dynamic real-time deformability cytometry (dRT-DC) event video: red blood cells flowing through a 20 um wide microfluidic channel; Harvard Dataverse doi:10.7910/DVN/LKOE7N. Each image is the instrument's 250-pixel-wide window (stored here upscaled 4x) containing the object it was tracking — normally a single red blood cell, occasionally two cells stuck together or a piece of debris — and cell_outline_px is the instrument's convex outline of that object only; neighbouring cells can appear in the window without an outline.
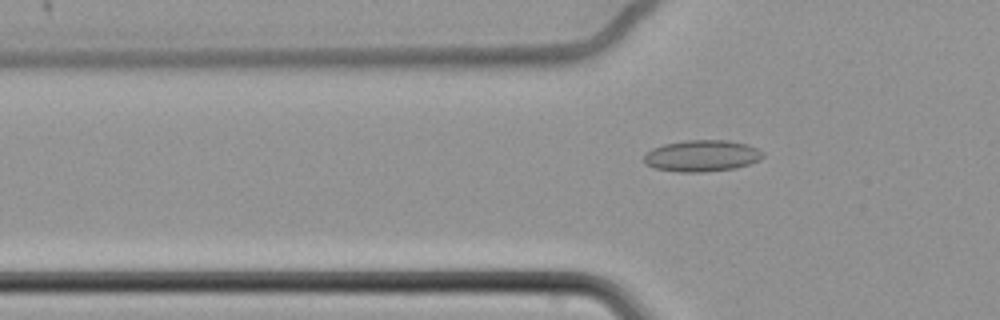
{"species": "common noctule bat (a hibernating species)", "species_latin": "Nyctalus noctula", "temperature_condition": "cold", "stored_images_in_passage": 63, "camera_frame_rate_fps": 3000, "um_per_image_px": 0.085, "animal": {"sex": "female", "body_mass_g": 22.7, "forearm_length_mm": 54.2}, "frame": {"image": 1, "passage_image": 23, "time_ms": 7.333, "image_size_px": [1000, 320], "cell_outline_px": [[764, 156], [760, 160], [736, 168], [700, 172], [680, 172], [656, 168], [644, 164], [644, 156], [652, 148], [664, 144], [684, 140], [728, 140], [748, 144], [764, 152]], "centroid_in_image_um": [59.67, 13.23], "position_along_channel_um": 66.1, "area_um2": 21.85}}
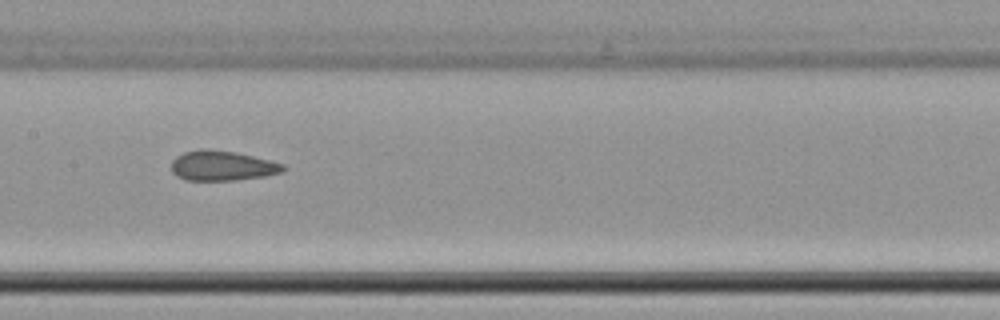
{"frame": {"image": 2, "passage_image": 34, "time_ms": 11.0, "image_size_px": [1000, 320], "cell_outline_px": [[288, 168], [284, 172], [264, 176], [236, 180], [184, 180], [176, 176], [172, 172], [172, 160], [176, 156], [184, 152], [200, 148], [208, 148], [236, 152], [284, 164]], "centroid_in_image_um": [18.88, 14.08], "position_along_channel_um": 188.5, "area_um2": 19.71}}
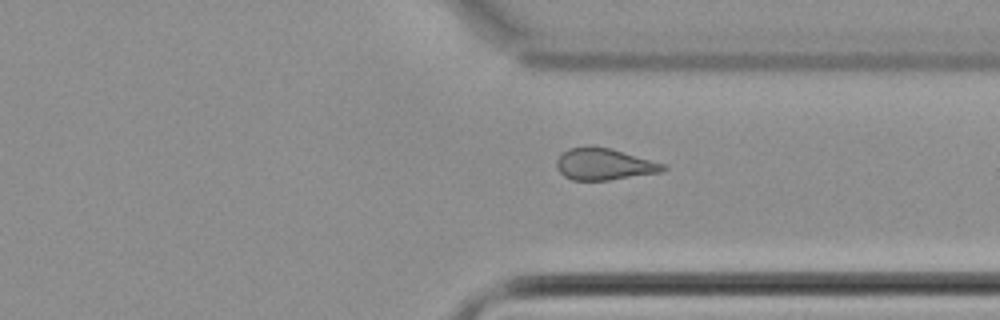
{"frame": {"image": 3, "passage_image": 49, "time_ms": 16.0, "image_size_px": [1000, 320], "cell_outline_px": [[668, 168], [660, 172], [608, 180], [572, 180], [564, 176], [556, 168], [556, 160], [568, 148], [584, 144], [612, 148], [668, 164]], "centroid_in_image_um": [51.36, 13.92], "position_along_channel_um": 360.0, "area_um2": 20.11}, "authors_computed_cell_mechanics": {"area_um2": 20.5768, "velocity_mm_per_s": 3.4214, "shape_relaxation_time_tau1_ms": null, "shape_relaxation_time_tau2_ms": 2.9502, "deformation_change_tau1": null, "deformation_change_tau2": 0.0926}}